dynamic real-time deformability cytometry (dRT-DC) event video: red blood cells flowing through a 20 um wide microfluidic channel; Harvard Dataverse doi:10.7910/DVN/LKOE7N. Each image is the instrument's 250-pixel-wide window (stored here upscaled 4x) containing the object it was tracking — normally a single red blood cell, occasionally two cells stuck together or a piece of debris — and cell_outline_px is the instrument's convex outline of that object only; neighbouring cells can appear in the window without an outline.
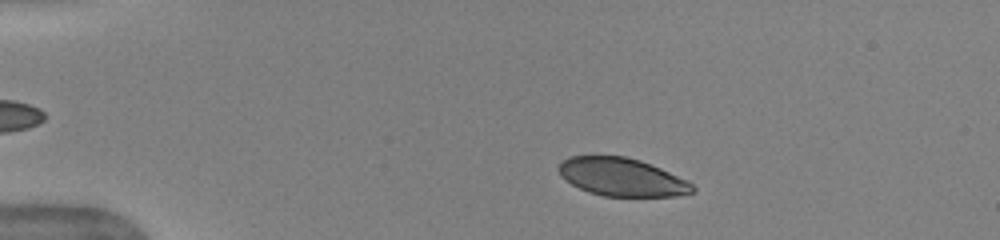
{"species": "human", "species_latin": "Homo sapiens", "temperature_condition": "warm", "stored_images_in_passage": 47, "camera_frame_rate_fps": 3000, "um_per_image_px": 0.085, "donor": {"sex": "female"}, "frame": {"image": 1, "passage_image": 6, "time_ms": 1.667, "image_size_px": [1000, 240], "cell_outline_px": [[696, 192], [676, 196], [604, 196], [588, 192], [572, 184], [560, 176], [556, 168], [568, 156], [624, 156], [640, 160], [660, 168], [692, 184], [696, 188]], "centroid_in_image_um": [52.83, 15.05], "position_along_channel_um": 32.2, "area_um2": 29.54}}
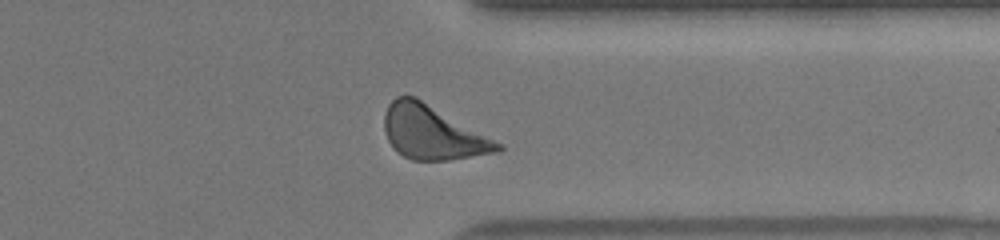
{"frame": {"image": 2, "passage_image": 37, "time_ms": 12.0, "image_size_px": [1000, 240], "cell_outline_px": [[504, 148], [500, 152], [448, 160], [412, 160], [396, 152], [388, 140], [384, 128], [384, 116], [388, 104], [396, 96], [416, 96], [504, 144]], "centroid_in_image_um": [36.79, 11.26], "position_along_channel_um": 374.6, "area_um2": 35.78}}
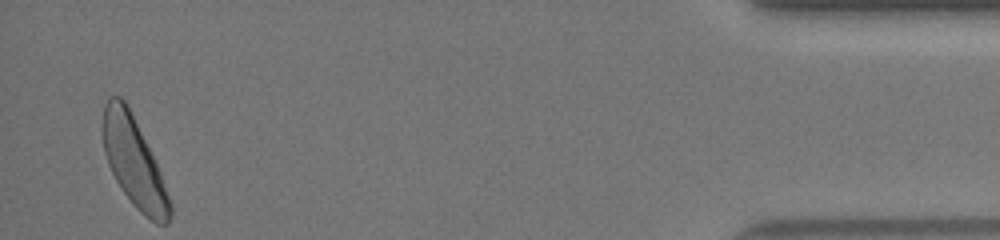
{"frame": {"image": 3, "passage_image": 46, "time_ms": 15.0, "image_size_px": [1000, 240], "cell_outline_px": [[172, 216], [168, 224], [156, 224], [140, 212], [132, 204], [116, 180], [108, 164], [104, 152], [100, 128], [104, 104], [108, 96], [120, 96], [124, 100], [160, 172], [172, 204]], "centroid_in_image_um": [11.35, 13.8], "position_along_channel_um": 423.9, "area_um2": 34.68}, "authors_computed_cell_mechanics": {"area_um2": 33.235, "velocity_mm_per_s": 3.9503, "shape_relaxation_time_tau1_ms": 2.1973, "shape_relaxation_time_tau2_ms": null, "deformation_change_tau1": 0.1405, "deformation_change_tau2": null}}